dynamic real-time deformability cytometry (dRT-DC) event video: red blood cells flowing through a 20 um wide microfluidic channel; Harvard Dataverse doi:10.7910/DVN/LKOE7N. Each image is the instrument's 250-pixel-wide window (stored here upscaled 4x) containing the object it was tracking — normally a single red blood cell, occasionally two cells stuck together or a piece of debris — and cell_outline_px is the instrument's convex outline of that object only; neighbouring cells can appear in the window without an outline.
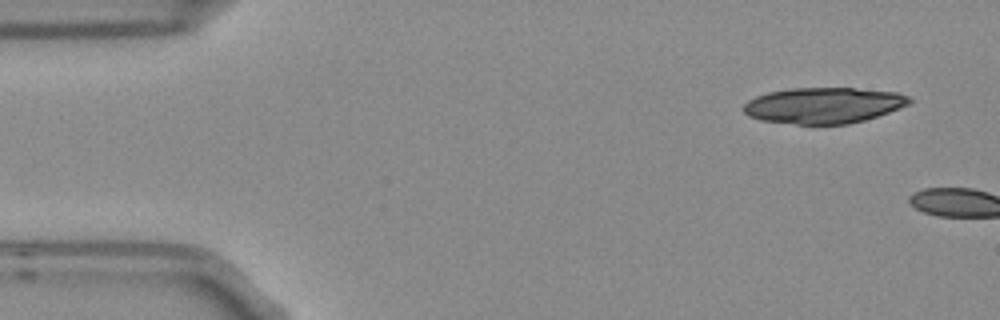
{"species": "Egyptian fruit bat (a non-hibernating species)", "species_latin": "Rousettus aegyptiacus", "temperature_condition": "room temperature", "stored_images_in_passage": 2, "camera_frame_rate_fps": 3000, "um_per_image_px": 0.085, "frame": {"image": 1, "passage_image": 1, "time_ms": 0.0, "image_size_px": [1000, 320], "cell_outline_px": [[912, 100], [908, 104], [900, 108], [864, 120], [848, 124], [796, 124], [760, 120], [748, 116], [740, 108], [748, 100], [756, 96], [768, 92], [792, 88], [856, 88], [900, 92], [912, 96]], "centroid_in_image_um": [70.01, 8.95], "position_along_channel_um": 15.0, "area_um2": 34.97}}